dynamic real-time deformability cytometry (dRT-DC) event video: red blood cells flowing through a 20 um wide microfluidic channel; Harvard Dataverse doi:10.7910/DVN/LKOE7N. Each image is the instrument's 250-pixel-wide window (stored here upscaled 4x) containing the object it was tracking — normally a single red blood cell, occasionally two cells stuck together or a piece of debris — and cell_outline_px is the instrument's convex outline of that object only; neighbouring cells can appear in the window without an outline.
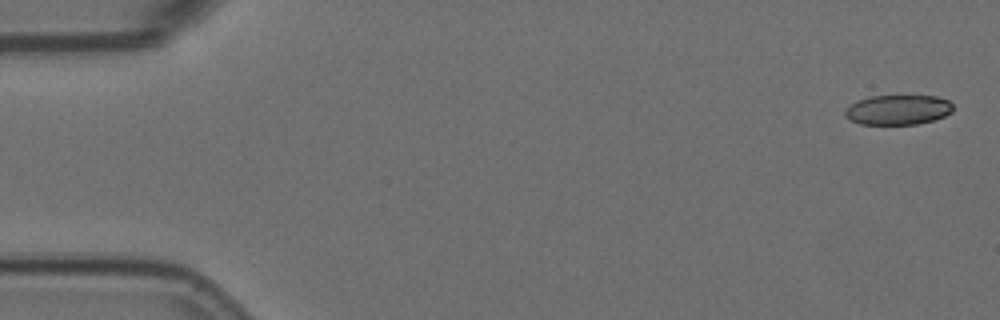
{"species": "Egyptian fruit bat (a non-hibernating species)", "species_latin": "Rousettus aegyptiacus", "temperature_condition": "room temperature", "stored_images_in_passage": 6, "camera_frame_rate_fps": 3000, "um_per_image_px": 0.085, "animal": {"sex": "female"}, "frame": {"image": 1, "passage_image": 1, "time_ms": 0.0, "image_size_px": [1000, 320], "cell_outline_px": [[952, 112], [944, 116], [932, 120], [916, 124], [860, 124], [848, 120], [844, 116], [844, 108], [856, 100], [872, 96], [936, 96], [948, 100], [952, 104]], "centroid_in_image_um": [76.27, 9.33], "position_along_channel_um": 8.7, "area_um2": 18.9}}
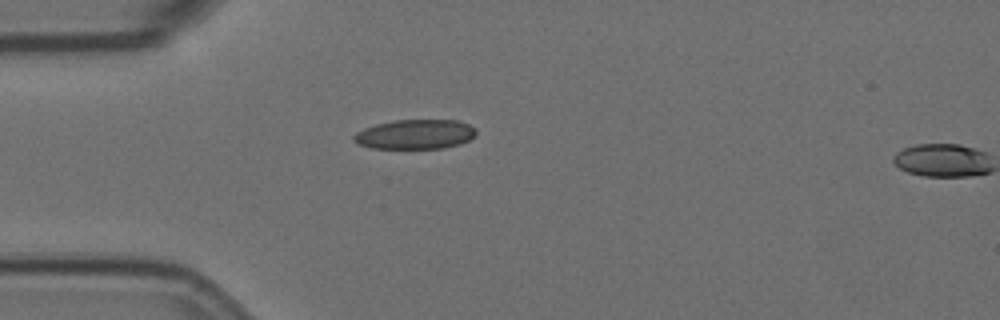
{"frame": {"image": 2, "passage_image": 5, "time_ms": 1.333, "image_size_px": [1000, 320], "cell_outline_px": [[476, 136], [460, 144], [444, 148], [372, 148], [356, 144], [352, 140], [352, 136], [356, 132], [364, 128], [376, 124], [392, 120], [460, 120], [476, 128]], "centroid_in_image_um": [35.28, 11.41], "position_along_channel_um": 49.7, "area_um2": 21.33}}